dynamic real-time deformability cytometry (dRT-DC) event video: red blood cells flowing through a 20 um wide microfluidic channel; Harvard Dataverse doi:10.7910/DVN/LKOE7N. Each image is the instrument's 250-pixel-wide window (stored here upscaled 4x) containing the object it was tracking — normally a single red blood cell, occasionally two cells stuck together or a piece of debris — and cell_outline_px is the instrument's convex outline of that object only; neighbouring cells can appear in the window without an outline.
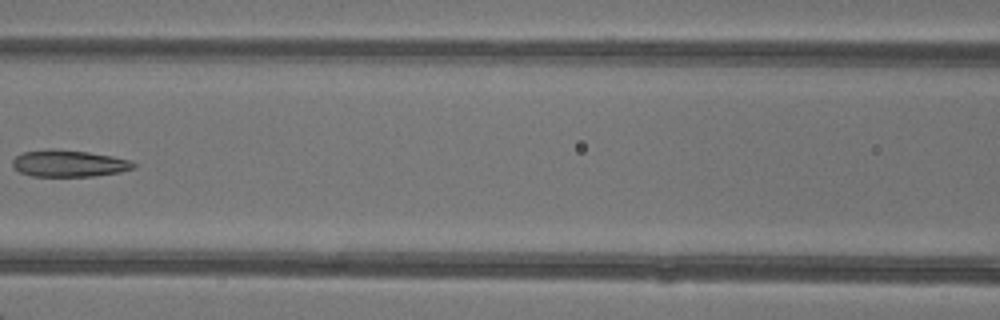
{"species": "common noctule bat (a hibernating species)", "species_latin": "Nyctalus noctula", "temperature_condition": "warm", "stored_images_in_passage": 6, "camera_frame_rate_fps": 3000, "um_per_image_px": 0.085, "animal": {"sex": "female"}, "frame": {"image": 1, "passage_image": 6, "time_ms": 6.0, "image_size_px": [1000, 320], "cell_outline_px": [[136, 168], [120, 172], [92, 176], [32, 176], [20, 172], [12, 164], [12, 160], [16, 156], [24, 152], [48, 148], [88, 152], [112, 156], [132, 160], [136, 164]], "centroid_in_image_um": [5.89, 13.89], "position_along_channel_um": 160.7, "area_um2": 18.9}}